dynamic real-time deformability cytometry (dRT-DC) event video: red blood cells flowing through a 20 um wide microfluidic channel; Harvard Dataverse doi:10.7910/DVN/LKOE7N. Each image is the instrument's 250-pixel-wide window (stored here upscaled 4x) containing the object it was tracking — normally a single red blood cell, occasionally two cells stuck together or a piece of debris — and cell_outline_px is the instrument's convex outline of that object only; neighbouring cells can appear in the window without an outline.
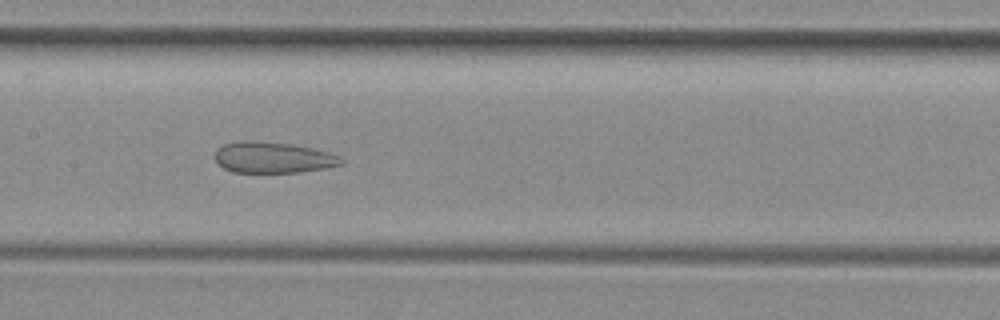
{"species": "common noctule bat (a hibernating species)", "species_latin": "Nyctalus noctula", "temperature_condition": "room temperature", "stored_images_in_passage": 36, "camera_frame_rate_fps": 3000, "um_per_image_px": 0.085, "animal": {"sex": "female", "body_mass_g": 29.2, "forearm_length_mm": 56.3}, "frame": {"image": 1, "passage_image": 14, "time_ms": 4.333, "image_size_px": [1000, 320], "cell_outline_px": [[344, 164], [324, 168], [300, 172], [232, 172], [224, 168], [216, 160], [216, 148], [224, 144], [236, 140], [252, 140], [292, 144], [340, 156], [344, 160]], "centroid_in_image_um": [23.17, 13.38], "position_along_channel_um": 184.2, "area_um2": 22.72}}
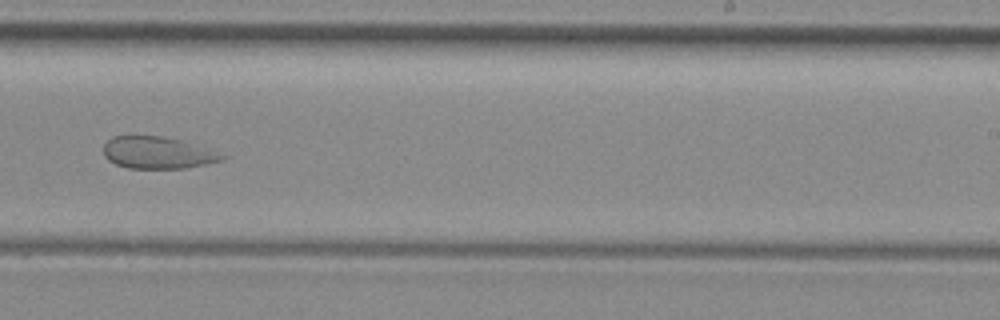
{"frame": {"image": 2, "passage_image": 21, "time_ms": 6.667, "image_size_px": [1000, 320], "cell_outline_px": [[228, 156], [224, 160], [184, 168], [128, 168], [116, 164], [108, 160], [104, 156], [104, 144], [112, 136], [132, 132], [164, 136], [180, 140]], "centroid_in_image_um": [13.3, 12.93], "position_along_channel_um": 275.7, "area_um2": 22.54}}
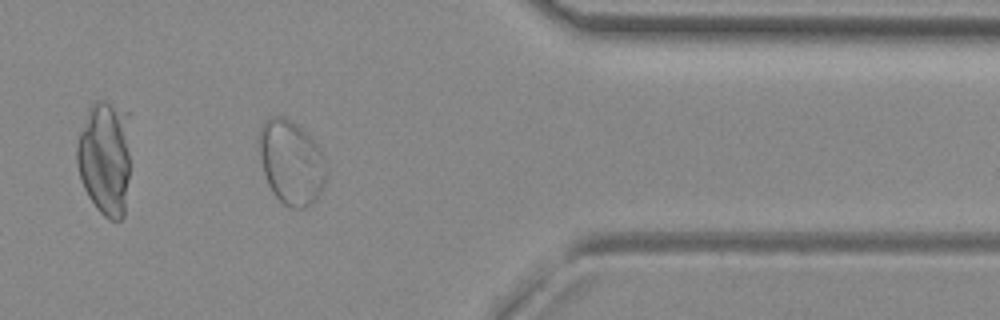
{"frame": {"image": 3, "passage_image": 31, "time_ms": 10.0, "image_size_px": [1000, 320], "cell_outline_px": [[324, 184], [320, 192], [312, 204], [304, 208], [292, 208], [284, 204], [272, 192], [268, 184], [260, 160], [256, 140], [260, 124], [268, 116], [284, 116], [296, 124], [320, 148], [324, 160]], "centroid_in_image_um": [24.68, 13.76], "position_along_channel_um": 386.7, "area_um2": 33.0}}